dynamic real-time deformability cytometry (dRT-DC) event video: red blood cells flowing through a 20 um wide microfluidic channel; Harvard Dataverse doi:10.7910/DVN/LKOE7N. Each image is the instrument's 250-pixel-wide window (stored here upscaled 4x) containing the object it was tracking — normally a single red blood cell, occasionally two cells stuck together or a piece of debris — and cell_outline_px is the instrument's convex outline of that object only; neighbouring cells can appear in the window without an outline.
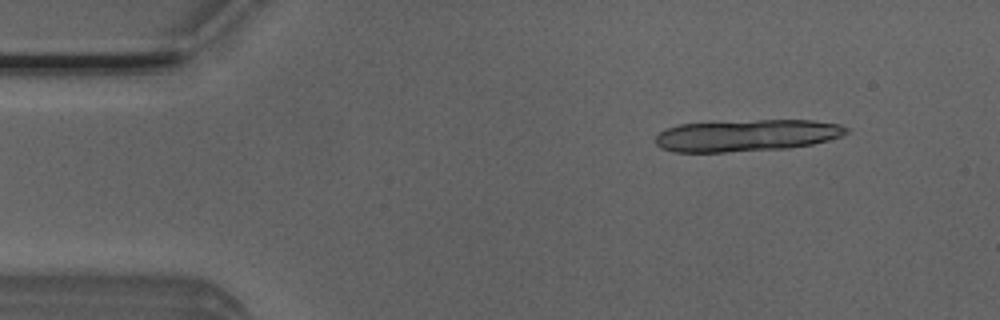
{"species": "Egyptian fruit bat (a non-hibernating species)", "species_latin": "Rousettus aegyptiacus", "temperature_condition": "room temperature", "stored_images_in_passage": 16, "camera_frame_rate_fps": 3000, "um_per_image_px": 0.085, "animal": {"sex": "male"}, "frame": {"image": 1, "passage_image": 5, "time_ms": 1.333, "image_size_px": [1000, 320], "cell_outline_px": [[848, 132], [840, 136], [828, 140], [812, 144], [788, 148], [724, 152], [672, 152], [660, 148], [656, 144], [656, 136], [660, 132], [668, 128], [680, 124], [756, 120], [812, 120], [840, 124], [848, 128]], "centroid_in_image_um": [63.46, 11.51], "position_along_channel_um": 21.5, "area_um2": 35.32}}